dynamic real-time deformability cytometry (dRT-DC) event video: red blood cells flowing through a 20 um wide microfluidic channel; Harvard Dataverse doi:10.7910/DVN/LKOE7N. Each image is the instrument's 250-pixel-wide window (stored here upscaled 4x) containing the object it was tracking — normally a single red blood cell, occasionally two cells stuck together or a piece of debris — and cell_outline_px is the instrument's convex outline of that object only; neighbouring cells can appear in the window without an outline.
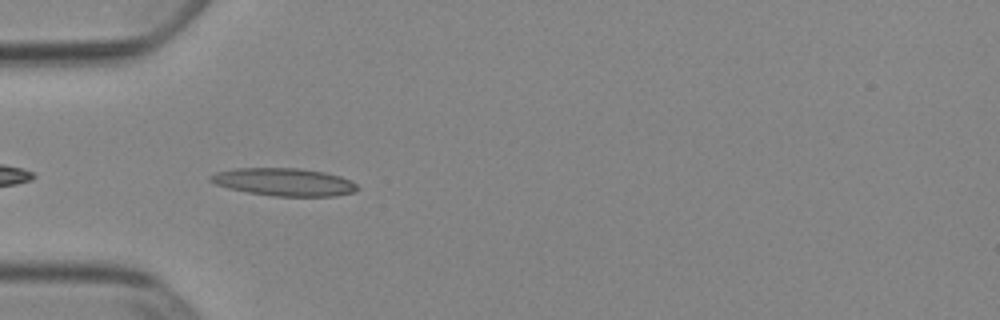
{"species": "Egyptian fruit bat (a non-hibernating species)", "species_latin": "Rousettus aegyptiacus", "temperature_condition": "cold", "stored_images_in_passage": 38, "camera_frame_rate_fps": 3000, "um_per_image_px": 0.085, "animal": {"sex": "female"}, "frame": {"image": 1, "passage_image": 2, "time_ms": 0.333, "image_size_px": [1000, 320], "cell_outline_px": [[360, 188], [356, 192], [336, 196], [272, 196], [248, 192], [228, 188], [216, 184], [208, 180], [208, 176], [216, 172], [232, 168], [300, 168], [324, 172], [340, 176], [352, 180]], "centroid_in_image_um": [24.16, 15.47], "position_along_channel_um": 60.8, "area_um2": 23.99}}
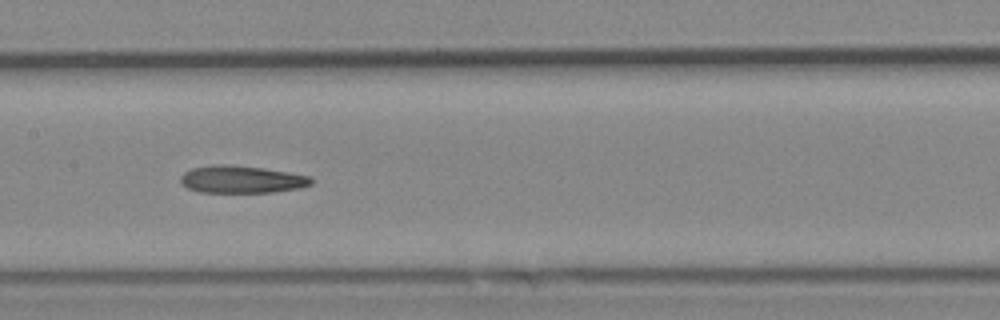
{"frame": {"image": 2, "passage_image": 12, "time_ms": 3.667, "image_size_px": [1000, 320], "cell_outline_px": [[312, 184], [300, 188], [272, 192], [200, 192], [188, 188], [180, 184], [180, 176], [184, 172], [192, 168], [212, 164], [224, 164], [264, 168], [312, 176]], "centroid_in_image_um": [20.52, 15.24], "position_along_channel_um": 186.9, "area_um2": 20.98}}
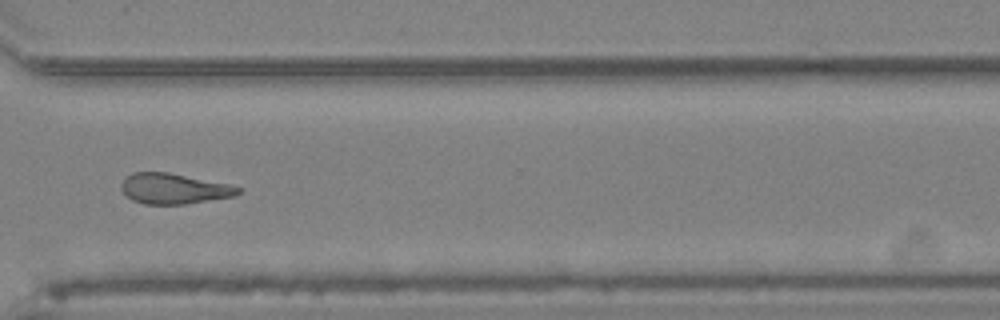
{"frame": {"image": 3, "passage_image": 25, "time_ms": 8.0, "image_size_px": [1000, 320], "cell_outline_px": [[244, 188], [236, 196], [184, 204], [144, 204], [132, 200], [120, 188], [120, 184], [132, 172], [168, 172], [228, 184]], "centroid_in_image_um": [14.8, 16.04], "position_along_channel_um": 355.8, "area_um2": 20.69}, "authors_computed_cell_mechanics": {"area_um2": 21.0103, "velocity_mm_per_s": 3.9011, "shape_relaxation_time_tau1_ms": 8.6188, "shape_relaxation_time_tau2_ms": 7.8582, "deformation_change_tau1": 0.2182, "deformation_change_tau2": 0.2123}}